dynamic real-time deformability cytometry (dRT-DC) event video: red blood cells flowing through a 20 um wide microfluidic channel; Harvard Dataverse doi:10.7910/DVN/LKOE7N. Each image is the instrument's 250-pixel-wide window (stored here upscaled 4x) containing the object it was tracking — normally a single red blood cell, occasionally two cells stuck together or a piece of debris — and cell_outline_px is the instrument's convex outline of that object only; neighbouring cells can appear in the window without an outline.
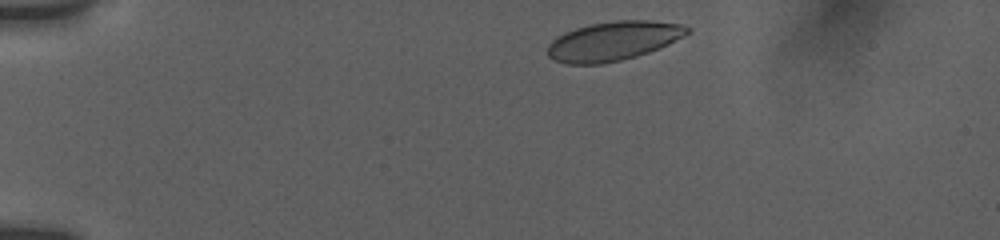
{"species": "human", "species_latin": "Homo sapiens", "temperature_condition": "room temperature", "stored_images_in_passage": 7, "camera_frame_rate_fps": 3000, "um_per_image_px": 0.085, "donor": {"sex": "female"}, "frame": {"image": 1, "passage_image": 2, "time_ms": 0.667, "image_size_px": [1000, 240], "cell_outline_px": [[692, 32], [660, 48], [636, 56], [620, 60], [600, 64], [568, 64], [556, 60], [548, 56], [548, 44], [556, 36], [576, 28], [592, 24], [616, 20], [652, 20], [680, 24], [692, 28]], "centroid_in_image_um": [52.17, 3.48], "position_along_channel_um": 32.8, "area_um2": 31.79}}
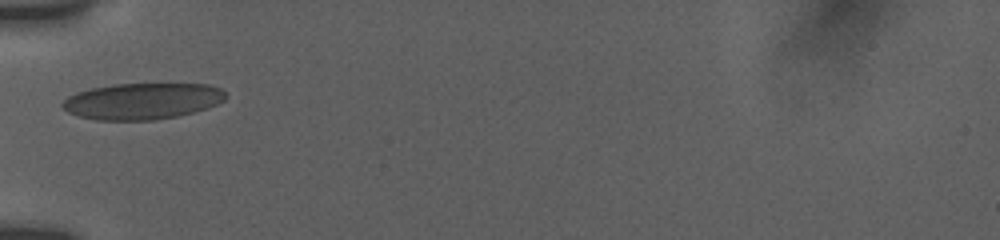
{"frame": {"image": 2, "passage_image": 5, "time_ms": 3.667, "image_size_px": [1000, 240], "cell_outline_px": [[228, 96], [224, 100], [208, 108], [176, 116], [156, 120], [96, 120], [80, 116], [68, 112], [60, 104], [68, 96], [76, 92], [92, 88], [116, 84], [208, 84], [220, 88]], "centroid_in_image_um": [12.1, 8.59], "position_along_channel_um": 72.9, "area_um2": 34.45}}
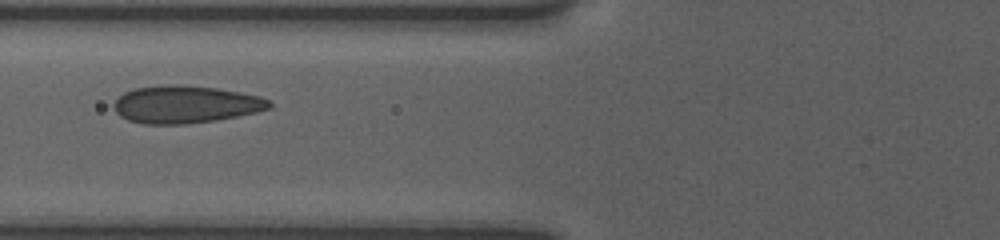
{"frame": {"image": 3, "passage_image": 6, "time_ms": 4.667, "image_size_px": [1000, 240], "cell_outline_px": [[272, 108], [256, 112], [216, 120], [184, 124], [144, 124], [128, 120], [120, 116], [116, 112], [112, 104], [124, 92], [136, 88], [168, 84], [180, 84], [216, 88], [260, 96], [268, 100], [272, 104]], "centroid_in_image_um": [15.76, 8.87], "position_along_channel_um": 110.0, "area_um2": 33.93}}